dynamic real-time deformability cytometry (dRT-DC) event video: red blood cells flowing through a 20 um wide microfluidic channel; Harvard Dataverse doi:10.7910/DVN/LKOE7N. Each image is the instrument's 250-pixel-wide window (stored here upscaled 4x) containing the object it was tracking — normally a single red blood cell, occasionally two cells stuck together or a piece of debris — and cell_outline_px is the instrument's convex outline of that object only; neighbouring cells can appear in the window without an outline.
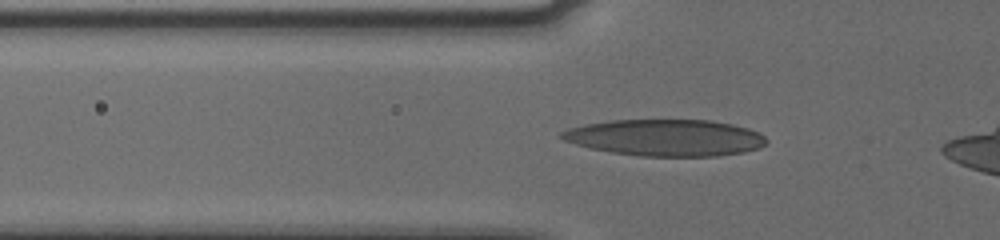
{"species": "human", "species_latin": "Homo sapiens", "temperature_condition": "cold", "stored_images_in_passage": 41, "camera_frame_rate_fps": 3000, "um_per_image_px": 0.085, "donor": {"sex": "male"}, "frame": {"image": 1, "passage_image": 10, "time_ms": 3.0, "image_size_px": [1000, 240], "cell_outline_px": [[768, 140], [764, 144], [756, 148], [744, 152], [716, 156], [640, 156], [612, 152], [592, 148], [576, 144], [564, 140], [560, 136], [560, 132], [568, 128], [588, 124], [612, 120], [712, 120], [732, 124], [748, 128], [764, 136]], "centroid_in_image_um": [56.57, 11.7], "position_along_channel_um": 69.2, "area_um2": 43.35}}
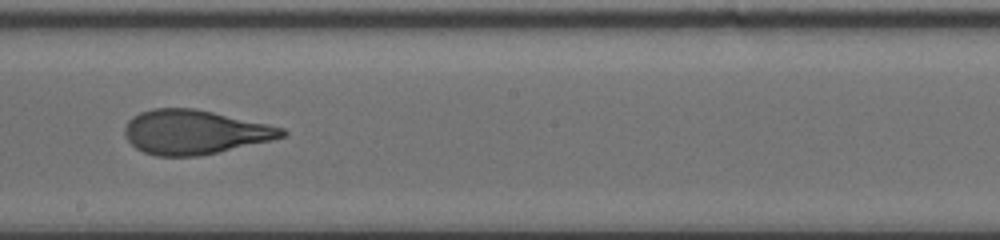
{"frame": {"image": 2, "passage_image": 23, "time_ms": 7.333, "image_size_px": [1000, 240], "cell_outline_px": [[288, 132], [284, 136], [272, 140], [216, 152], [196, 156], [156, 156], [144, 152], [136, 148], [124, 136], [124, 128], [128, 120], [132, 116], [140, 112], [152, 108], [192, 108], [212, 112], [284, 128]], "centroid_in_image_um": [16.49, 11.22], "position_along_channel_um": 231.7, "area_um2": 40.17}}
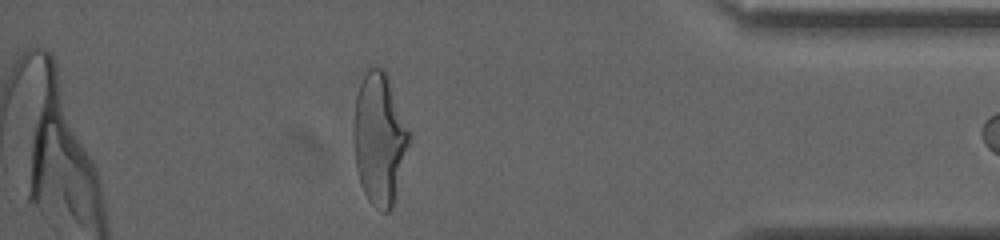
{"frame": {"image": 3, "passage_image": 39, "time_ms": 12.667, "image_size_px": [1000, 240], "cell_outline_px": [[408, 144], [392, 208], [388, 212], [384, 212], [376, 208], [368, 200], [364, 192], [356, 168], [356, 96], [360, 84], [368, 68], [384, 68], [388, 76], [408, 132]], "centroid_in_image_um": [32.25, 11.81], "position_along_channel_um": 402.9, "area_um2": 40.58}}